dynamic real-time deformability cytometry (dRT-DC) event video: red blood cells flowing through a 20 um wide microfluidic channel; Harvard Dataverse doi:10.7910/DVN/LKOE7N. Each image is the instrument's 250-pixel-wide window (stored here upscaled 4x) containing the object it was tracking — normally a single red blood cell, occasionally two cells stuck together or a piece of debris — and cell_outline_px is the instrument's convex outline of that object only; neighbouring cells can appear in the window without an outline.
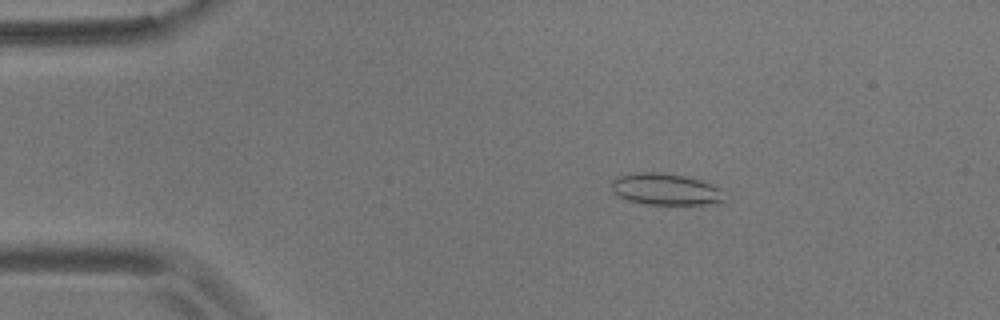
{"species": "common noctule bat (a hibernating species)", "species_latin": "Nyctalus noctula", "temperature_condition": "room temperature", "stored_images_in_passage": 4, "camera_frame_rate_fps": 3000, "um_per_image_px": 0.085, "animal": {"sex": "male", "body_mass_g": 17.9}, "frame": {"image": 1, "passage_image": 2, "time_ms": 2.0, "image_size_px": [1000, 320], "cell_outline_px": [[732, 192], [728, 200], [716, 204], [644, 204], [628, 200], [612, 192], [612, 180], [616, 176], [636, 172], [656, 172], [684, 176], [700, 180]], "centroid_in_image_um": [56.7, 16.1], "position_along_channel_um": 28.3, "area_um2": 21.39}}